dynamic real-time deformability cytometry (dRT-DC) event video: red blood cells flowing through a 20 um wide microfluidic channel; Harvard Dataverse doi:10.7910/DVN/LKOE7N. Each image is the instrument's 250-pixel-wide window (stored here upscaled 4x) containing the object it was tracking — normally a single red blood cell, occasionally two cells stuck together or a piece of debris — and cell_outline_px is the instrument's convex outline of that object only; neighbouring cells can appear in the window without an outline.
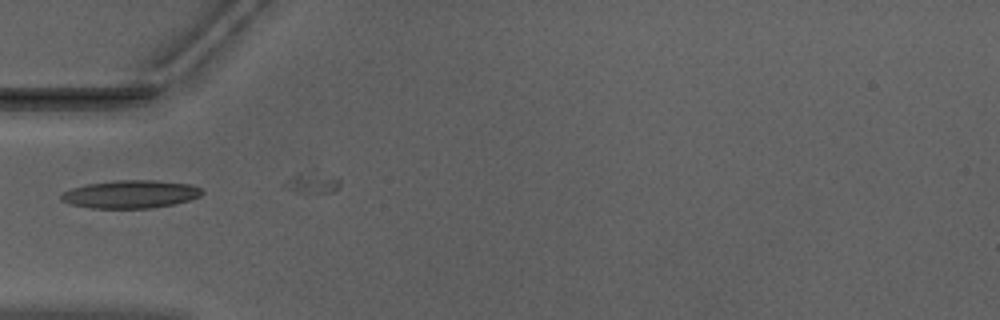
{"species": "Egyptian fruit bat (a non-hibernating species)", "species_latin": "Rousettus aegyptiacus", "temperature_condition": "warm", "stored_images_in_passage": 2, "camera_frame_rate_fps": 3000, "um_per_image_px": 0.085, "animal": {"sex": "male"}, "frame": {"image": 1, "passage_image": 1, "time_ms": 0.0, "image_size_px": [1000, 320], "cell_outline_px": [[204, 192], [200, 196], [176, 204], [152, 208], [92, 208], [72, 204], [60, 200], [60, 196], [64, 192], [72, 188], [88, 184], [112, 180], [156, 180], [192, 184], [200, 188]], "centroid_in_image_um": [11.13, 16.5], "position_along_channel_um": 73.9, "area_um2": 23.0}}